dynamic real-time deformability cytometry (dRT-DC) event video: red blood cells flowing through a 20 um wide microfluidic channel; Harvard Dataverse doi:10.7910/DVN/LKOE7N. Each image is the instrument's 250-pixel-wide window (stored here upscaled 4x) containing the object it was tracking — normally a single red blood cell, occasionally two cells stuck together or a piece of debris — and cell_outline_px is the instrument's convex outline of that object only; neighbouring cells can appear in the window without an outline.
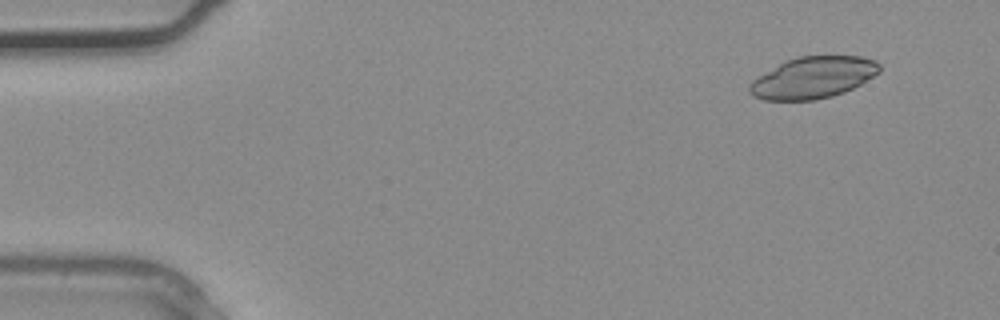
{"species": "common noctule bat (a hibernating species)", "species_latin": "Nyctalus noctula", "temperature_condition": "warm", "stored_images_in_passage": 3, "camera_frame_rate_fps": 3000, "um_per_image_px": 0.085, "animal": {"sex": "male", "body_mass_g": 20.4}, "frame": {"image": 1, "passage_image": 1, "time_ms": 0.0, "image_size_px": [1000, 320], "cell_outline_px": [[880, 72], [860, 84], [844, 92], [832, 96], [816, 100], [764, 100], [752, 96], [748, 92], [748, 84], [752, 80], [780, 64], [788, 60], [800, 56], [860, 56], [876, 60], [880, 64]], "centroid_in_image_um": [69.11, 6.6], "position_along_channel_um": 15.9, "area_um2": 31.39}}